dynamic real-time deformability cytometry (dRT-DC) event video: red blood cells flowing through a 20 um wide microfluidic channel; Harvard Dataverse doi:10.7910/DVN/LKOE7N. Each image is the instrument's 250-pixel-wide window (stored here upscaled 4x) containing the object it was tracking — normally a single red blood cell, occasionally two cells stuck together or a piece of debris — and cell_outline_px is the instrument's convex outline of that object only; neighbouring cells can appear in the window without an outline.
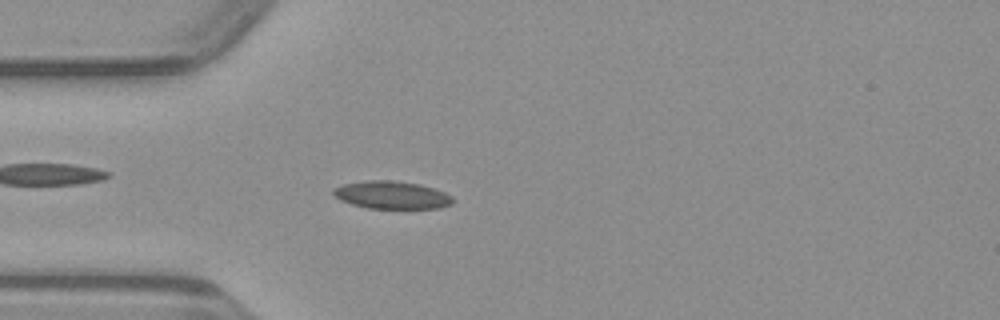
{"species": "common noctule bat (a hibernating species)", "species_latin": "Nyctalus noctula", "temperature_condition": "warm", "stored_images_in_passage": 40, "camera_frame_rate_fps": 3000, "um_per_image_px": 0.085, "animal": {"sex": "male", "body_mass_g": 23.1, "forearm_length_mm": 52.7}, "frame": {"image": 1, "passage_image": 9, "time_ms": 2.667, "image_size_px": [1000, 320], "cell_outline_px": [[452, 204], [440, 208], [368, 208], [352, 204], [340, 200], [332, 192], [332, 188], [344, 184], [368, 180], [392, 180], [420, 184], [444, 192], [452, 196]], "centroid_in_image_um": [33.29, 16.57], "position_along_channel_um": 51.7, "area_um2": 19.19}}
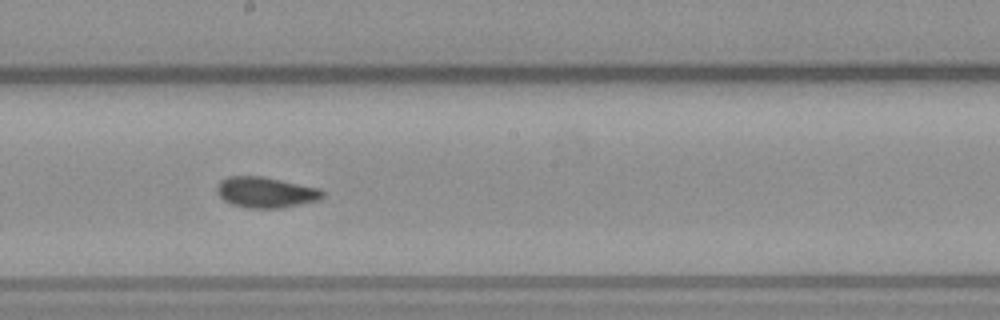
{"frame": {"image": 2, "passage_image": 22, "time_ms": 7.0, "image_size_px": [1000, 320], "cell_outline_px": [[324, 196], [320, 200], [280, 208], [248, 208], [232, 204], [224, 200], [216, 192], [216, 188], [220, 180], [228, 176], [260, 176], [320, 188], [324, 192]], "centroid_in_image_um": [22.58, 16.35], "position_along_channel_um": 225.6, "area_um2": 18.9}}
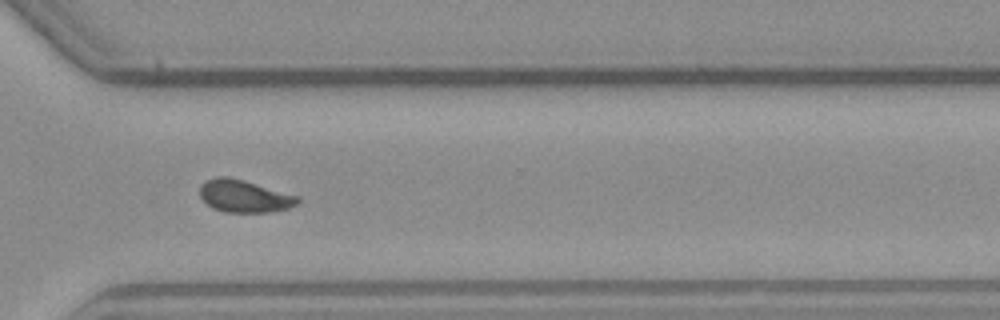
{"frame": {"image": 3, "passage_image": 31, "time_ms": 10.0, "image_size_px": [1000, 320], "cell_outline_px": [[300, 200], [296, 204], [288, 208], [268, 212], [224, 212], [212, 208], [200, 196], [200, 184], [216, 176], [228, 176], [244, 180], [300, 196]], "centroid_in_image_um": [20.76, 16.66], "position_along_channel_um": 349.8, "area_um2": 18.5}}